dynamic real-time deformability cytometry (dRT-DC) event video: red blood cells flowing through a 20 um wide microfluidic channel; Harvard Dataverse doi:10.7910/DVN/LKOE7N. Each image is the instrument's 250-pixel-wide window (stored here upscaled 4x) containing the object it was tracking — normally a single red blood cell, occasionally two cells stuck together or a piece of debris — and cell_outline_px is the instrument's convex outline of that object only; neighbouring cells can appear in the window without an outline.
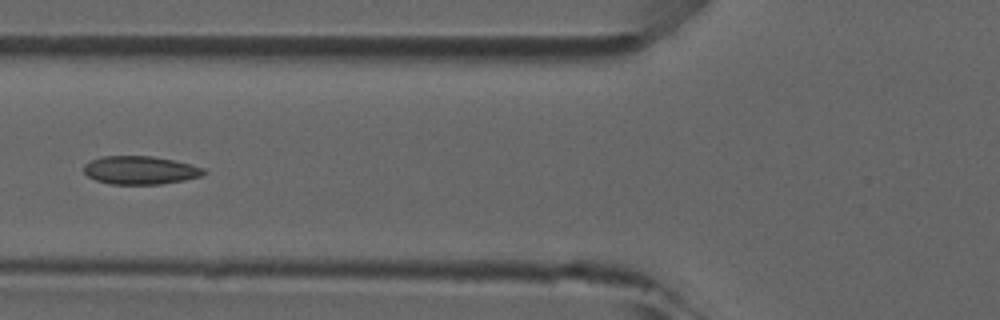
{"species": "common noctule bat (a hibernating species)", "species_latin": "Nyctalus noctula", "temperature_condition": "room temperature", "stored_images_in_passage": 36, "camera_frame_rate_fps": 3000, "um_per_image_px": 0.085, "animal": {"sex": "male", "forearm_length_mm": 52.5}, "frame": {"image": 1, "passage_image": 6, "time_ms": 1.667, "image_size_px": [1000, 320], "cell_outline_px": [[208, 172], [200, 176], [184, 180], [160, 184], [112, 184], [96, 180], [88, 176], [84, 172], [84, 164], [100, 156], [152, 156], [172, 160], [204, 168]], "centroid_in_image_um": [11.91, 14.46], "position_along_channel_um": 113.9, "area_um2": 19.59}}